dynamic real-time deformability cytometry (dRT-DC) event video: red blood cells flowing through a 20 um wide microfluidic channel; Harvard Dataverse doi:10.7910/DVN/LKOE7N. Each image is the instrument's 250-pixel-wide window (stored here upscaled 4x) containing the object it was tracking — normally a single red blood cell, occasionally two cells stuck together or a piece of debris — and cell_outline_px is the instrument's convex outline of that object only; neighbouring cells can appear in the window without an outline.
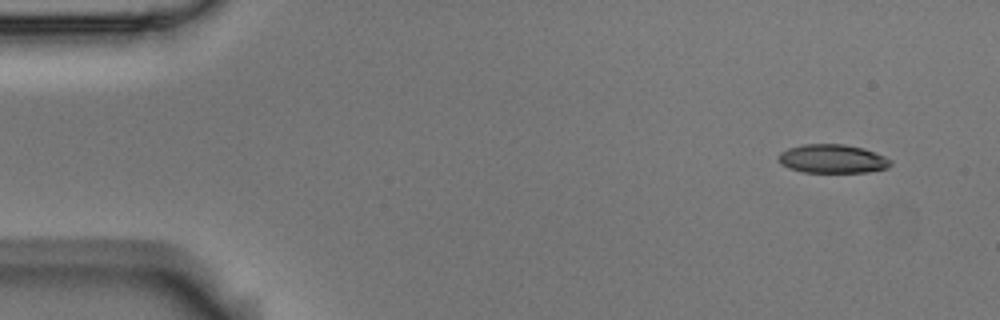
{"species": "Egyptian fruit bat (a non-hibernating species)", "species_latin": "Rousettus aegyptiacus", "temperature_condition": "room temperature", "stored_images_in_passage": 5, "camera_frame_rate_fps": 3000, "um_per_image_px": 0.085, "animal": {"sex": "male"}, "frame": {"image": 1, "passage_image": 1, "time_ms": 0.0, "image_size_px": [1000, 320], "cell_outline_px": [[892, 164], [888, 168], [868, 172], [804, 172], [788, 168], [780, 164], [780, 152], [788, 148], [804, 144], [844, 144], [864, 148], [884, 156], [892, 160]], "centroid_in_image_um": [70.79, 13.5], "position_along_channel_um": 14.2, "area_um2": 18.79}}
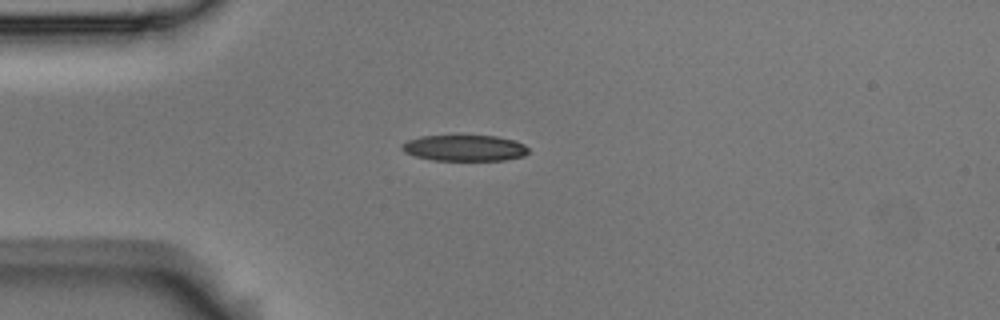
{"frame": {"image": 2, "passage_image": 4, "time_ms": 1.0, "image_size_px": [1000, 320], "cell_outline_px": [[528, 152], [524, 156], [504, 160], [432, 160], [416, 156], [404, 152], [400, 148], [408, 140], [420, 136], [496, 136], [512, 140], [524, 144], [528, 148]], "centroid_in_image_um": [39.49, 12.58], "position_along_channel_um": 45.5, "area_um2": 19.02}}